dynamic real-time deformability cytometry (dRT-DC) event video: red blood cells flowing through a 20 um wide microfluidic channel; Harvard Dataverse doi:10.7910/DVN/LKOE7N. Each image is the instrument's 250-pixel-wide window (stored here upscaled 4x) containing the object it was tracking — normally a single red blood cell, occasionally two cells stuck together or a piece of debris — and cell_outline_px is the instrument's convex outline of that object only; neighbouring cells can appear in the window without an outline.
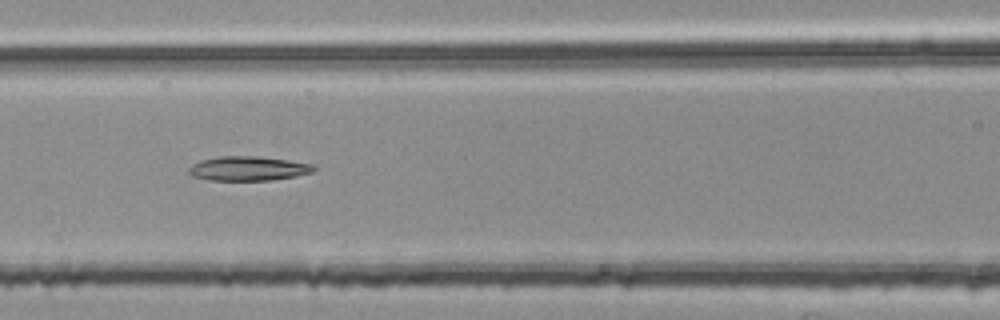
{"species": "common noctule bat (a hibernating species)", "species_latin": "Nyctalus noctula", "temperature_condition": "room temperature", "stored_images_in_passage": 4, "camera_frame_rate_fps": 3000, "um_per_image_px": 0.085, "animal": {"sex": "female", "body_mass_g": 25.1}, "frame": {"image": 1, "passage_image": 4, "time_ms": 1.0, "image_size_px": [1000, 320], "cell_outline_px": [[316, 168], [312, 172], [296, 176], [272, 180], [208, 180], [192, 176], [188, 172], [188, 168], [192, 164], [200, 160], [220, 156], [256, 156], [288, 160], [312, 164]], "centroid_in_image_um": [21.07, 14.32], "position_along_channel_um": 145.5, "area_um2": 17.74}}